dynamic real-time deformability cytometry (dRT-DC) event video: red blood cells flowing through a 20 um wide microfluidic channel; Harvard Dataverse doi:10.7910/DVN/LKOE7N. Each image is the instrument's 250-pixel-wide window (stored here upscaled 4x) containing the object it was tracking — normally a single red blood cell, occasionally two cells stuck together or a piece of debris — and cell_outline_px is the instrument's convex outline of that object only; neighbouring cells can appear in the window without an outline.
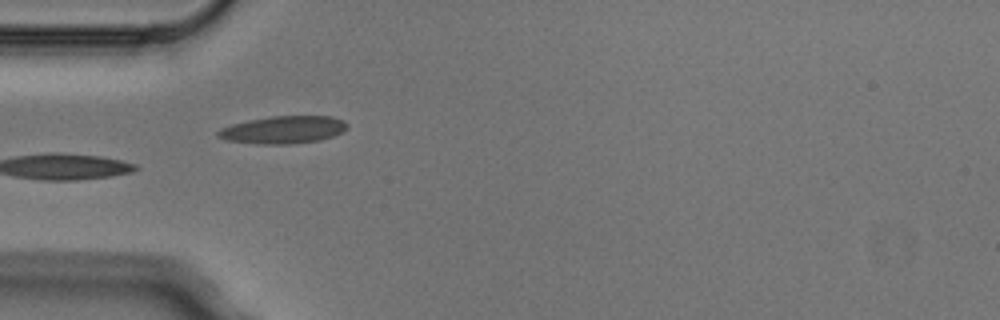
{"species": "Egyptian fruit bat (a non-hibernating species)", "species_latin": "Rousettus aegyptiacus", "temperature_condition": "cold", "stored_images_in_passage": 5, "camera_frame_rate_fps": 3000, "um_per_image_px": 0.085, "animal": {"sex": "male"}, "frame": {"image": 1, "passage_image": 5, "time_ms": 1.333, "image_size_px": [1000, 320], "cell_outline_px": [[348, 128], [344, 132], [320, 140], [288, 144], [260, 144], [228, 140], [216, 136], [216, 132], [220, 128], [232, 124], [248, 120], [272, 116], [332, 116], [344, 120], [348, 124]], "centroid_in_image_um": [24.11, 11.02], "position_along_channel_um": 60.9, "area_um2": 20.81}}